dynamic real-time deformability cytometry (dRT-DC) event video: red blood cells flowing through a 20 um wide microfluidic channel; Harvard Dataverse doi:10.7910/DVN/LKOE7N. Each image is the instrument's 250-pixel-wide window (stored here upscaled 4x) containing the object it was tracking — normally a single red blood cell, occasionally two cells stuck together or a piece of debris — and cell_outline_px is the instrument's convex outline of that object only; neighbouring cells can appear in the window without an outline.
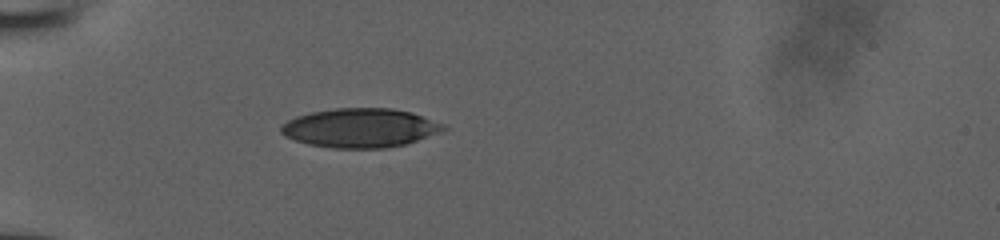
{"species": "human", "species_latin": "Homo sapiens", "temperature_condition": "room temperature", "stored_images_in_passage": 36, "camera_frame_rate_fps": 3000, "um_per_image_px": 0.085, "donor": {"sex": "male"}, "frame": {"image": 1, "passage_image": 1, "time_ms": 0.0, "image_size_px": [1000, 240], "cell_outline_px": [[448, 128], [444, 132], [404, 144], [384, 148], [332, 148], [308, 144], [284, 136], [280, 132], [280, 124], [296, 116], [312, 112], [336, 108], [392, 108], [412, 112], [444, 124]], "centroid_in_image_um": [30.63, 10.87], "position_along_channel_um": 54.4, "area_um2": 37.17}}
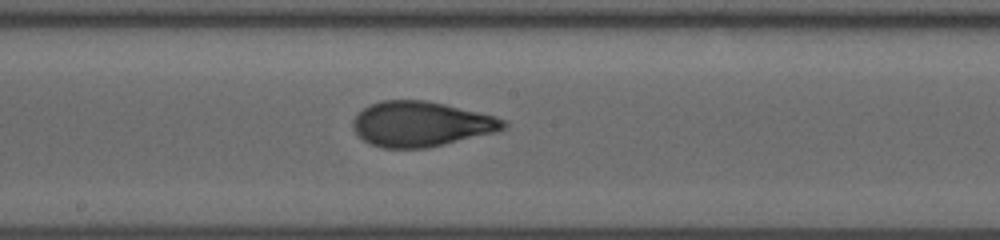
{"frame": {"image": 2, "passage_image": 14, "time_ms": 4.333, "image_size_px": [1000, 240], "cell_outline_px": [[508, 124], [504, 128], [496, 132], [428, 148], [380, 148], [368, 144], [352, 128], [352, 120], [368, 104], [380, 100], [424, 100], [444, 104], [492, 116], [504, 120]], "centroid_in_image_um": [35.74, 10.55], "position_along_channel_um": 212.5, "area_um2": 39.42}}
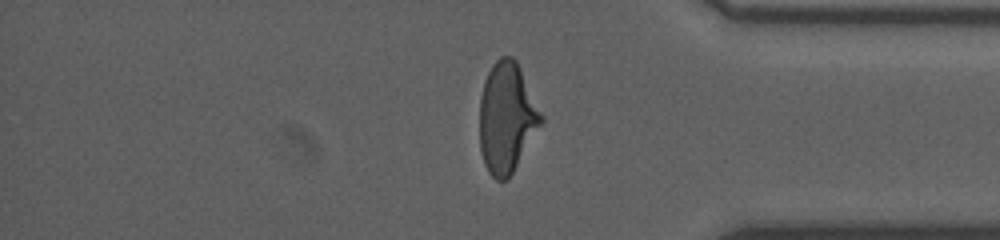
{"frame": {"image": 3, "passage_image": 28, "time_ms": 9.0, "image_size_px": [1000, 240], "cell_outline_px": [[544, 120], [512, 172], [504, 180], [496, 180], [488, 172], [484, 164], [480, 152], [480, 96], [484, 80], [492, 64], [500, 56], [512, 56], [516, 60], [544, 116]], "centroid_in_image_um": [43.06, 9.97], "position_along_channel_um": 392.1, "area_um2": 39.42}}